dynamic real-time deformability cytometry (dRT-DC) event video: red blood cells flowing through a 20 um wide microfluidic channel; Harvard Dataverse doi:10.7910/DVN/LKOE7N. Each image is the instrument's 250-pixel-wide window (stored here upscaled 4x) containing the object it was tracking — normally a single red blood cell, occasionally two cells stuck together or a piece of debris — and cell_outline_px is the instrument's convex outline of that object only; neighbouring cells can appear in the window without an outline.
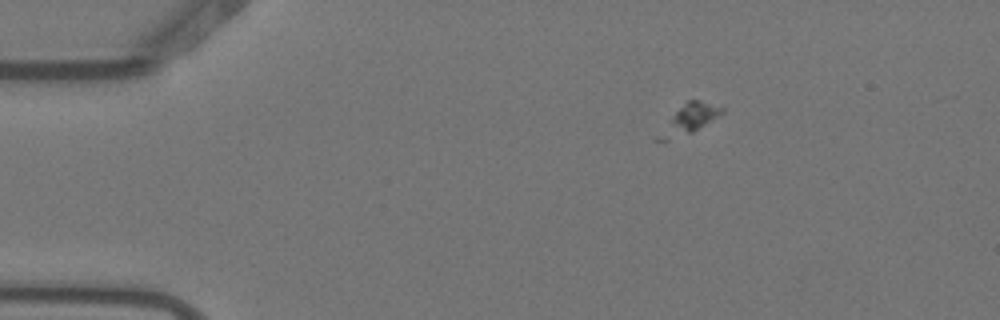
{"species": "Egyptian fruit bat (a non-hibernating species)", "species_latin": "Rousettus aegyptiacus", "temperature_condition": "warm", "stored_images_in_passage": 6, "camera_frame_rate_fps": 3000, "um_per_image_px": 0.085, "animal": {"sex": "female"}, "frame": {"image": 1, "passage_image": 3, "time_ms": 0.667, "image_size_px": [1000, 320], "cell_outline_px": [[724, 112], [692, 132], [668, 140], [652, 140], [676, 112], [688, 100], [700, 100], [724, 108]], "centroid_in_image_um": [58.56, 10.14], "position_along_channel_um": 26.4, "area_um2": 10.23}}